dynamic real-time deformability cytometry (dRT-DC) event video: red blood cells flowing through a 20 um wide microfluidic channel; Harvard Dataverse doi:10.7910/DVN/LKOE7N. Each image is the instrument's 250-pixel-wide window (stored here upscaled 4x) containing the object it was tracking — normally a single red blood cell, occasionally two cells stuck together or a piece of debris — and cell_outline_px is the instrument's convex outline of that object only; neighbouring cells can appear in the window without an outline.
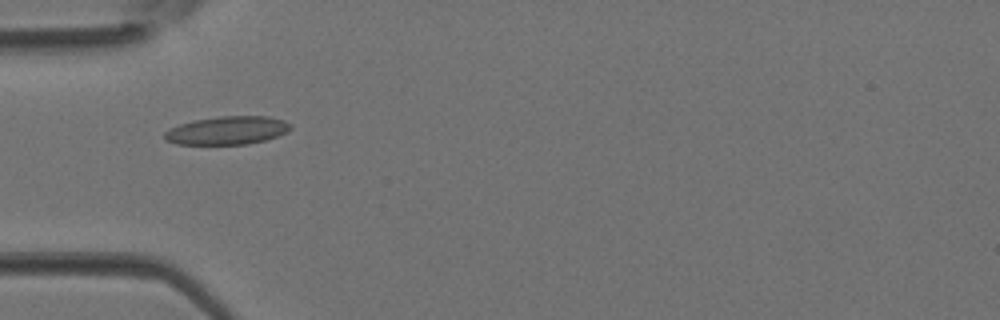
{"species": "Egyptian fruit bat (a non-hibernating species)", "species_latin": "Rousettus aegyptiacus", "temperature_condition": "room temperature", "stored_images_in_passage": 5, "camera_frame_rate_fps": 3000, "um_per_image_px": 0.085, "animal": {"sex": "female"}, "frame": {"image": 1, "passage_image": 4, "time_ms": 1.0, "image_size_px": [1000, 320], "cell_outline_px": [[292, 128], [288, 132], [264, 140], [248, 144], [176, 144], [164, 140], [164, 132], [180, 124], [196, 120], [220, 116], [268, 116], [284, 120], [292, 124]], "centroid_in_image_um": [19.35, 11.08], "position_along_channel_um": 65.7, "area_um2": 20.69}}
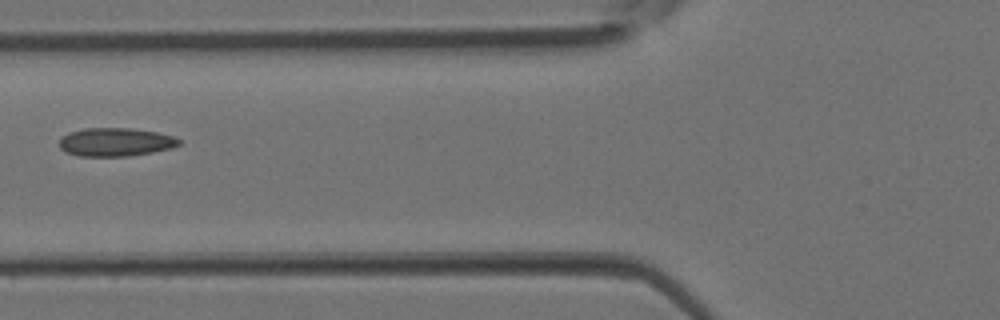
{"frame": {"image": 2, "passage_image": 5, "time_ms": 1.333, "image_size_px": [1000, 320], "cell_outline_px": [[180, 144], [172, 148], [152, 152], [128, 156], [80, 156], [64, 152], [60, 148], [60, 136], [68, 132], [84, 128], [132, 128], [156, 132], [172, 136], [180, 140]], "centroid_in_image_um": [9.78, 12.07], "position_along_channel_um": 116.0, "area_um2": 19.88}}